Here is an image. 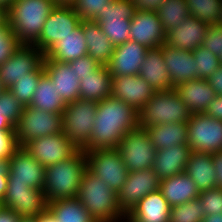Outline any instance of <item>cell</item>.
I'll return each instance as SVG.
<instances>
[{"mask_svg": "<svg viewBox=\"0 0 222 222\" xmlns=\"http://www.w3.org/2000/svg\"><path fill=\"white\" fill-rule=\"evenodd\" d=\"M137 127L138 112L120 99L107 97L97 104L91 138L83 151L116 148Z\"/></svg>", "mask_w": 222, "mask_h": 222, "instance_id": "1", "label": "cell"}, {"mask_svg": "<svg viewBox=\"0 0 222 222\" xmlns=\"http://www.w3.org/2000/svg\"><path fill=\"white\" fill-rule=\"evenodd\" d=\"M55 5L54 0H13L6 8L7 22L20 44L33 45L38 40Z\"/></svg>", "mask_w": 222, "mask_h": 222, "instance_id": "2", "label": "cell"}, {"mask_svg": "<svg viewBox=\"0 0 222 222\" xmlns=\"http://www.w3.org/2000/svg\"><path fill=\"white\" fill-rule=\"evenodd\" d=\"M87 158L82 149L71 157L46 167L43 192L47 203L58 199L76 198Z\"/></svg>", "mask_w": 222, "mask_h": 222, "instance_id": "3", "label": "cell"}, {"mask_svg": "<svg viewBox=\"0 0 222 222\" xmlns=\"http://www.w3.org/2000/svg\"><path fill=\"white\" fill-rule=\"evenodd\" d=\"M97 222H119L126 218L118 205L117 193L86 169L76 196Z\"/></svg>", "mask_w": 222, "mask_h": 222, "instance_id": "4", "label": "cell"}, {"mask_svg": "<svg viewBox=\"0 0 222 222\" xmlns=\"http://www.w3.org/2000/svg\"><path fill=\"white\" fill-rule=\"evenodd\" d=\"M192 113L182 102L176 90L155 91L138 112V127L188 122Z\"/></svg>", "mask_w": 222, "mask_h": 222, "instance_id": "5", "label": "cell"}, {"mask_svg": "<svg viewBox=\"0 0 222 222\" xmlns=\"http://www.w3.org/2000/svg\"><path fill=\"white\" fill-rule=\"evenodd\" d=\"M98 102L78 99L66 104L62 112L63 133L78 148L84 149L91 138Z\"/></svg>", "mask_w": 222, "mask_h": 222, "instance_id": "6", "label": "cell"}, {"mask_svg": "<svg viewBox=\"0 0 222 222\" xmlns=\"http://www.w3.org/2000/svg\"><path fill=\"white\" fill-rule=\"evenodd\" d=\"M62 114L47 112L35 107L25 106L15 124L18 146L46 135L62 133Z\"/></svg>", "mask_w": 222, "mask_h": 222, "instance_id": "7", "label": "cell"}, {"mask_svg": "<svg viewBox=\"0 0 222 222\" xmlns=\"http://www.w3.org/2000/svg\"><path fill=\"white\" fill-rule=\"evenodd\" d=\"M136 13L130 0H113L93 19L114 46L130 40L131 19Z\"/></svg>", "mask_w": 222, "mask_h": 222, "instance_id": "8", "label": "cell"}, {"mask_svg": "<svg viewBox=\"0 0 222 222\" xmlns=\"http://www.w3.org/2000/svg\"><path fill=\"white\" fill-rule=\"evenodd\" d=\"M87 169L118 193L126 181L128 170L116 148L85 151Z\"/></svg>", "mask_w": 222, "mask_h": 222, "instance_id": "9", "label": "cell"}, {"mask_svg": "<svg viewBox=\"0 0 222 222\" xmlns=\"http://www.w3.org/2000/svg\"><path fill=\"white\" fill-rule=\"evenodd\" d=\"M116 149L119 151L128 172L153 167L156 149L145 128L137 127L127 132Z\"/></svg>", "mask_w": 222, "mask_h": 222, "instance_id": "10", "label": "cell"}, {"mask_svg": "<svg viewBox=\"0 0 222 222\" xmlns=\"http://www.w3.org/2000/svg\"><path fill=\"white\" fill-rule=\"evenodd\" d=\"M191 152L213 154L222 150V120L193 113L187 122Z\"/></svg>", "mask_w": 222, "mask_h": 222, "instance_id": "11", "label": "cell"}, {"mask_svg": "<svg viewBox=\"0 0 222 222\" xmlns=\"http://www.w3.org/2000/svg\"><path fill=\"white\" fill-rule=\"evenodd\" d=\"M81 22L73 6L55 5L43 25L42 33L33 45L45 54L62 38L71 34Z\"/></svg>", "mask_w": 222, "mask_h": 222, "instance_id": "12", "label": "cell"}, {"mask_svg": "<svg viewBox=\"0 0 222 222\" xmlns=\"http://www.w3.org/2000/svg\"><path fill=\"white\" fill-rule=\"evenodd\" d=\"M44 53L34 45L21 44L12 56L0 65V80L5 89L28 73L36 71L42 64Z\"/></svg>", "mask_w": 222, "mask_h": 222, "instance_id": "13", "label": "cell"}, {"mask_svg": "<svg viewBox=\"0 0 222 222\" xmlns=\"http://www.w3.org/2000/svg\"><path fill=\"white\" fill-rule=\"evenodd\" d=\"M160 179L152 168L128 172L126 181L117 193L118 205L127 215L146 195L159 190Z\"/></svg>", "mask_w": 222, "mask_h": 222, "instance_id": "14", "label": "cell"}, {"mask_svg": "<svg viewBox=\"0 0 222 222\" xmlns=\"http://www.w3.org/2000/svg\"><path fill=\"white\" fill-rule=\"evenodd\" d=\"M23 147L45 167L66 160L78 150L63 132L36 138Z\"/></svg>", "mask_w": 222, "mask_h": 222, "instance_id": "15", "label": "cell"}, {"mask_svg": "<svg viewBox=\"0 0 222 222\" xmlns=\"http://www.w3.org/2000/svg\"><path fill=\"white\" fill-rule=\"evenodd\" d=\"M43 190L20 183H7V192L2 206L13 210L21 217H36L47 209Z\"/></svg>", "mask_w": 222, "mask_h": 222, "instance_id": "16", "label": "cell"}, {"mask_svg": "<svg viewBox=\"0 0 222 222\" xmlns=\"http://www.w3.org/2000/svg\"><path fill=\"white\" fill-rule=\"evenodd\" d=\"M46 167L39 163L24 147L19 146L8 159V182L29 185L43 190Z\"/></svg>", "mask_w": 222, "mask_h": 222, "instance_id": "17", "label": "cell"}, {"mask_svg": "<svg viewBox=\"0 0 222 222\" xmlns=\"http://www.w3.org/2000/svg\"><path fill=\"white\" fill-rule=\"evenodd\" d=\"M155 90L138 75L113 76L112 97L120 99L139 112L151 99Z\"/></svg>", "mask_w": 222, "mask_h": 222, "instance_id": "18", "label": "cell"}, {"mask_svg": "<svg viewBox=\"0 0 222 222\" xmlns=\"http://www.w3.org/2000/svg\"><path fill=\"white\" fill-rule=\"evenodd\" d=\"M130 40L146 46L157 48L166 41L158 12L136 10L130 24Z\"/></svg>", "mask_w": 222, "mask_h": 222, "instance_id": "19", "label": "cell"}, {"mask_svg": "<svg viewBox=\"0 0 222 222\" xmlns=\"http://www.w3.org/2000/svg\"><path fill=\"white\" fill-rule=\"evenodd\" d=\"M148 48L135 41L115 46L106 67L111 76L138 75Z\"/></svg>", "mask_w": 222, "mask_h": 222, "instance_id": "20", "label": "cell"}, {"mask_svg": "<svg viewBox=\"0 0 222 222\" xmlns=\"http://www.w3.org/2000/svg\"><path fill=\"white\" fill-rule=\"evenodd\" d=\"M44 72L54 83L58 95L65 104L79 99L80 79L70 63L58 62L52 59H43Z\"/></svg>", "mask_w": 222, "mask_h": 222, "instance_id": "21", "label": "cell"}, {"mask_svg": "<svg viewBox=\"0 0 222 222\" xmlns=\"http://www.w3.org/2000/svg\"><path fill=\"white\" fill-rule=\"evenodd\" d=\"M162 52L173 88L178 84L197 79L192 51L181 50L164 43Z\"/></svg>", "mask_w": 222, "mask_h": 222, "instance_id": "22", "label": "cell"}, {"mask_svg": "<svg viewBox=\"0 0 222 222\" xmlns=\"http://www.w3.org/2000/svg\"><path fill=\"white\" fill-rule=\"evenodd\" d=\"M209 24L189 15L183 23L166 33L167 45L187 51L199 47L207 33Z\"/></svg>", "mask_w": 222, "mask_h": 222, "instance_id": "23", "label": "cell"}, {"mask_svg": "<svg viewBox=\"0 0 222 222\" xmlns=\"http://www.w3.org/2000/svg\"><path fill=\"white\" fill-rule=\"evenodd\" d=\"M170 208L161 191L156 190L132 208L125 222H169Z\"/></svg>", "mask_w": 222, "mask_h": 222, "instance_id": "24", "label": "cell"}, {"mask_svg": "<svg viewBox=\"0 0 222 222\" xmlns=\"http://www.w3.org/2000/svg\"><path fill=\"white\" fill-rule=\"evenodd\" d=\"M191 149L188 144L156 150L152 169L160 180L185 172Z\"/></svg>", "mask_w": 222, "mask_h": 222, "instance_id": "25", "label": "cell"}, {"mask_svg": "<svg viewBox=\"0 0 222 222\" xmlns=\"http://www.w3.org/2000/svg\"><path fill=\"white\" fill-rule=\"evenodd\" d=\"M182 102L193 113H205L216 96L207 79H194L174 87Z\"/></svg>", "mask_w": 222, "mask_h": 222, "instance_id": "26", "label": "cell"}, {"mask_svg": "<svg viewBox=\"0 0 222 222\" xmlns=\"http://www.w3.org/2000/svg\"><path fill=\"white\" fill-rule=\"evenodd\" d=\"M139 75L145 79L155 91L173 89L164 62L162 45L147 50Z\"/></svg>", "mask_w": 222, "mask_h": 222, "instance_id": "27", "label": "cell"}, {"mask_svg": "<svg viewBox=\"0 0 222 222\" xmlns=\"http://www.w3.org/2000/svg\"><path fill=\"white\" fill-rule=\"evenodd\" d=\"M44 55V59H52L63 63H69L88 55L86 40L83 34V21L71 34L62 38Z\"/></svg>", "mask_w": 222, "mask_h": 222, "instance_id": "28", "label": "cell"}, {"mask_svg": "<svg viewBox=\"0 0 222 222\" xmlns=\"http://www.w3.org/2000/svg\"><path fill=\"white\" fill-rule=\"evenodd\" d=\"M159 190L170 207L198 199L199 196L195 182L186 172L160 180Z\"/></svg>", "mask_w": 222, "mask_h": 222, "instance_id": "29", "label": "cell"}, {"mask_svg": "<svg viewBox=\"0 0 222 222\" xmlns=\"http://www.w3.org/2000/svg\"><path fill=\"white\" fill-rule=\"evenodd\" d=\"M83 34L86 40L88 55L101 66H106L112 57L115 46L104 34L98 22L83 21Z\"/></svg>", "mask_w": 222, "mask_h": 222, "instance_id": "30", "label": "cell"}, {"mask_svg": "<svg viewBox=\"0 0 222 222\" xmlns=\"http://www.w3.org/2000/svg\"><path fill=\"white\" fill-rule=\"evenodd\" d=\"M200 192L216 188V174L212 154L191 152L185 169Z\"/></svg>", "mask_w": 222, "mask_h": 222, "instance_id": "31", "label": "cell"}, {"mask_svg": "<svg viewBox=\"0 0 222 222\" xmlns=\"http://www.w3.org/2000/svg\"><path fill=\"white\" fill-rule=\"evenodd\" d=\"M79 99L100 102L112 95V76L106 66H99L80 80Z\"/></svg>", "mask_w": 222, "mask_h": 222, "instance_id": "32", "label": "cell"}, {"mask_svg": "<svg viewBox=\"0 0 222 222\" xmlns=\"http://www.w3.org/2000/svg\"><path fill=\"white\" fill-rule=\"evenodd\" d=\"M145 130L156 150L188 144L186 122L153 125L145 128Z\"/></svg>", "mask_w": 222, "mask_h": 222, "instance_id": "33", "label": "cell"}, {"mask_svg": "<svg viewBox=\"0 0 222 222\" xmlns=\"http://www.w3.org/2000/svg\"><path fill=\"white\" fill-rule=\"evenodd\" d=\"M29 106L57 114H62L66 107V104L58 95L54 83L45 72L40 76Z\"/></svg>", "mask_w": 222, "mask_h": 222, "instance_id": "34", "label": "cell"}, {"mask_svg": "<svg viewBox=\"0 0 222 222\" xmlns=\"http://www.w3.org/2000/svg\"><path fill=\"white\" fill-rule=\"evenodd\" d=\"M57 222H97L76 198L58 199L47 204Z\"/></svg>", "mask_w": 222, "mask_h": 222, "instance_id": "35", "label": "cell"}, {"mask_svg": "<svg viewBox=\"0 0 222 222\" xmlns=\"http://www.w3.org/2000/svg\"><path fill=\"white\" fill-rule=\"evenodd\" d=\"M158 15L163 30L168 33L173 28L180 26L190 15V12L185 0H164Z\"/></svg>", "mask_w": 222, "mask_h": 222, "instance_id": "36", "label": "cell"}, {"mask_svg": "<svg viewBox=\"0 0 222 222\" xmlns=\"http://www.w3.org/2000/svg\"><path fill=\"white\" fill-rule=\"evenodd\" d=\"M190 15L207 24L220 23L222 0H185Z\"/></svg>", "mask_w": 222, "mask_h": 222, "instance_id": "37", "label": "cell"}, {"mask_svg": "<svg viewBox=\"0 0 222 222\" xmlns=\"http://www.w3.org/2000/svg\"><path fill=\"white\" fill-rule=\"evenodd\" d=\"M43 73L44 66L42 64L36 71L28 73L27 77H22L10 87L9 90L24 107L30 105L40 76Z\"/></svg>", "mask_w": 222, "mask_h": 222, "instance_id": "38", "label": "cell"}, {"mask_svg": "<svg viewBox=\"0 0 222 222\" xmlns=\"http://www.w3.org/2000/svg\"><path fill=\"white\" fill-rule=\"evenodd\" d=\"M204 217L200 200L194 199L171 207L169 222H202Z\"/></svg>", "mask_w": 222, "mask_h": 222, "instance_id": "39", "label": "cell"}, {"mask_svg": "<svg viewBox=\"0 0 222 222\" xmlns=\"http://www.w3.org/2000/svg\"><path fill=\"white\" fill-rule=\"evenodd\" d=\"M197 79H209V77L220 67L219 57L214 55L209 49L201 45L192 51Z\"/></svg>", "mask_w": 222, "mask_h": 222, "instance_id": "40", "label": "cell"}, {"mask_svg": "<svg viewBox=\"0 0 222 222\" xmlns=\"http://www.w3.org/2000/svg\"><path fill=\"white\" fill-rule=\"evenodd\" d=\"M20 45L6 19L0 25V65L5 63Z\"/></svg>", "mask_w": 222, "mask_h": 222, "instance_id": "41", "label": "cell"}, {"mask_svg": "<svg viewBox=\"0 0 222 222\" xmlns=\"http://www.w3.org/2000/svg\"><path fill=\"white\" fill-rule=\"evenodd\" d=\"M24 106L17 100L9 89L0 93V111L1 115L7 117L14 125L17 123Z\"/></svg>", "mask_w": 222, "mask_h": 222, "instance_id": "42", "label": "cell"}, {"mask_svg": "<svg viewBox=\"0 0 222 222\" xmlns=\"http://www.w3.org/2000/svg\"><path fill=\"white\" fill-rule=\"evenodd\" d=\"M204 216L222 214V189L213 188L199 193Z\"/></svg>", "mask_w": 222, "mask_h": 222, "instance_id": "43", "label": "cell"}, {"mask_svg": "<svg viewBox=\"0 0 222 222\" xmlns=\"http://www.w3.org/2000/svg\"><path fill=\"white\" fill-rule=\"evenodd\" d=\"M113 0H77L72 6L81 20H93Z\"/></svg>", "mask_w": 222, "mask_h": 222, "instance_id": "44", "label": "cell"}, {"mask_svg": "<svg viewBox=\"0 0 222 222\" xmlns=\"http://www.w3.org/2000/svg\"><path fill=\"white\" fill-rule=\"evenodd\" d=\"M202 47L209 49L214 55L222 54V24H210L207 33L201 43Z\"/></svg>", "mask_w": 222, "mask_h": 222, "instance_id": "45", "label": "cell"}, {"mask_svg": "<svg viewBox=\"0 0 222 222\" xmlns=\"http://www.w3.org/2000/svg\"><path fill=\"white\" fill-rule=\"evenodd\" d=\"M18 147L15 131L0 130V159L8 160Z\"/></svg>", "mask_w": 222, "mask_h": 222, "instance_id": "46", "label": "cell"}, {"mask_svg": "<svg viewBox=\"0 0 222 222\" xmlns=\"http://www.w3.org/2000/svg\"><path fill=\"white\" fill-rule=\"evenodd\" d=\"M80 80L92 74L100 65L90 55L69 62Z\"/></svg>", "mask_w": 222, "mask_h": 222, "instance_id": "47", "label": "cell"}, {"mask_svg": "<svg viewBox=\"0 0 222 222\" xmlns=\"http://www.w3.org/2000/svg\"><path fill=\"white\" fill-rule=\"evenodd\" d=\"M136 10L158 12L164 0H130Z\"/></svg>", "mask_w": 222, "mask_h": 222, "instance_id": "48", "label": "cell"}, {"mask_svg": "<svg viewBox=\"0 0 222 222\" xmlns=\"http://www.w3.org/2000/svg\"><path fill=\"white\" fill-rule=\"evenodd\" d=\"M205 114L214 119L222 120V95H216L212 99Z\"/></svg>", "mask_w": 222, "mask_h": 222, "instance_id": "49", "label": "cell"}, {"mask_svg": "<svg viewBox=\"0 0 222 222\" xmlns=\"http://www.w3.org/2000/svg\"><path fill=\"white\" fill-rule=\"evenodd\" d=\"M8 160L0 159V202L3 203L7 192Z\"/></svg>", "mask_w": 222, "mask_h": 222, "instance_id": "50", "label": "cell"}, {"mask_svg": "<svg viewBox=\"0 0 222 222\" xmlns=\"http://www.w3.org/2000/svg\"><path fill=\"white\" fill-rule=\"evenodd\" d=\"M212 163L216 171V188L222 189V150L212 154Z\"/></svg>", "mask_w": 222, "mask_h": 222, "instance_id": "51", "label": "cell"}, {"mask_svg": "<svg viewBox=\"0 0 222 222\" xmlns=\"http://www.w3.org/2000/svg\"><path fill=\"white\" fill-rule=\"evenodd\" d=\"M208 82L216 95H222V65L209 77Z\"/></svg>", "mask_w": 222, "mask_h": 222, "instance_id": "52", "label": "cell"}, {"mask_svg": "<svg viewBox=\"0 0 222 222\" xmlns=\"http://www.w3.org/2000/svg\"><path fill=\"white\" fill-rule=\"evenodd\" d=\"M21 216L13 210L5 207L0 209V222H20Z\"/></svg>", "mask_w": 222, "mask_h": 222, "instance_id": "53", "label": "cell"}, {"mask_svg": "<svg viewBox=\"0 0 222 222\" xmlns=\"http://www.w3.org/2000/svg\"><path fill=\"white\" fill-rule=\"evenodd\" d=\"M0 130L15 131V125L7 117L1 115V111H0Z\"/></svg>", "mask_w": 222, "mask_h": 222, "instance_id": "54", "label": "cell"}, {"mask_svg": "<svg viewBox=\"0 0 222 222\" xmlns=\"http://www.w3.org/2000/svg\"><path fill=\"white\" fill-rule=\"evenodd\" d=\"M37 222H57L53 214L46 209L44 212L36 216Z\"/></svg>", "mask_w": 222, "mask_h": 222, "instance_id": "55", "label": "cell"}, {"mask_svg": "<svg viewBox=\"0 0 222 222\" xmlns=\"http://www.w3.org/2000/svg\"><path fill=\"white\" fill-rule=\"evenodd\" d=\"M202 222H222V214L207 215L203 218Z\"/></svg>", "mask_w": 222, "mask_h": 222, "instance_id": "56", "label": "cell"}, {"mask_svg": "<svg viewBox=\"0 0 222 222\" xmlns=\"http://www.w3.org/2000/svg\"><path fill=\"white\" fill-rule=\"evenodd\" d=\"M77 0H54L56 5L72 6Z\"/></svg>", "mask_w": 222, "mask_h": 222, "instance_id": "57", "label": "cell"}, {"mask_svg": "<svg viewBox=\"0 0 222 222\" xmlns=\"http://www.w3.org/2000/svg\"><path fill=\"white\" fill-rule=\"evenodd\" d=\"M7 19L6 8L0 5V25Z\"/></svg>", "mask_w": 222, "mask_h": 222, "instance_id": "58", "label": "cell"}, {"mask_svg": "<svg viewBox=\"0 0 222 222\" xmlns=\"http://www.w3.org/2000/svg\"><path fill=\"white\" fill-rule=\"evenodd\" d=\"M20 222H37L36 217H21Z\"/></svg>", "mask_w": 222, "mask_h": 222, "instance_id": "59", "label": "cell"}, {"mask_svg": "<svg viewBox=\"0 0 222 222\" xmlns=\"http://www.w3.org/2000/svg\"><path fill=\"white\" fill-rule=\"evenodd\" d=\"M12 2H13V0H0V5L7 8Z\"/></svg>", "mask_w": 222, "mask_h": 222, "instance_id": "60", "label": "cell"}, {"mask_svg": "<svg viewBox=\"0 0 222 222\" xmlns=\"http://www.w3.org/2000/svg\"><path fill=\"white\" fill-rule=\"evenodd\" d=\"M5 90V88L3 87L1 80H0V93H2Z\"/></svg>", "mask_w": 222, "mask_h": 222, "instance_id": "61", "label": "cell"}, {"mask_svg": "<svg viewBox=\"0 0 222 222\" xmlns=\"http://www.w3.org/2000/svg\"><path fill=\"white\" fill-rule=\"evenodd\" d=\"M220 23L222 24V2H221V11H220Z\"/></svg>", "mask_w": 222, "mask_h": 222, "instance_id": "62", "label": "cell"}, {"mask_svg": "<svg viewBox=\"0 0 222 222\" xmlns=\"http://www.w3.org/2000/svg\"><path fill=\"white\" fill-rule=\"evenodd\" d=\"M219 60H220V65H222V54H221V56L219 57Z\"/></svg>", "mask_w": 222, "mask_h": 222, "instance_id": "63", "label": "cell"}]
</instances>
